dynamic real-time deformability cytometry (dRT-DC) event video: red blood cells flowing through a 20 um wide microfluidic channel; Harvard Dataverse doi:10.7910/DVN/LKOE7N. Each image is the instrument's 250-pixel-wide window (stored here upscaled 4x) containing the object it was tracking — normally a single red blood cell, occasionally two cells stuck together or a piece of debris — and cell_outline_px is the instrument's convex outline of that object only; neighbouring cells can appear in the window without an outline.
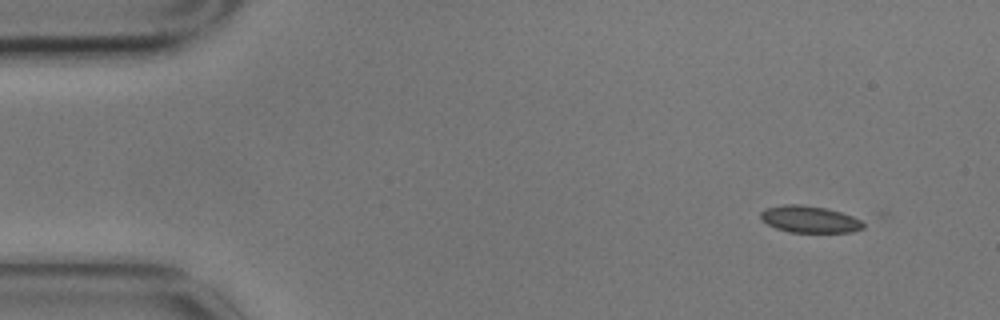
{"species": "common noctule bat (a hibernating species)", "species_latin": "Nyctalus noctula", "temperature_condition": "cold", "stored_images_in_passage": 5, "camera_frame_rate_fps": 3000, "um_per_image_px": 0.085, "animal": {"sex": "male", "body_mass_g": 17.9}, "frame": {"image": 1, "passage_image": 1, "time_ms": 0.0, "image_size_px": [1000, 320], "cell_outline_px": [[864, 228], [852, 232], [788, 232], [776, 228], [768, 224], [760, 216], [760, 212], [764, 208], [784, 204], [800, 204], [828, 208], [852, 216], [860, 220], [864, 224]], "centroid_in_image_um": [68.81, 18.63], "position_along_channel_um": 16.2, "area_um2": 16.07}}
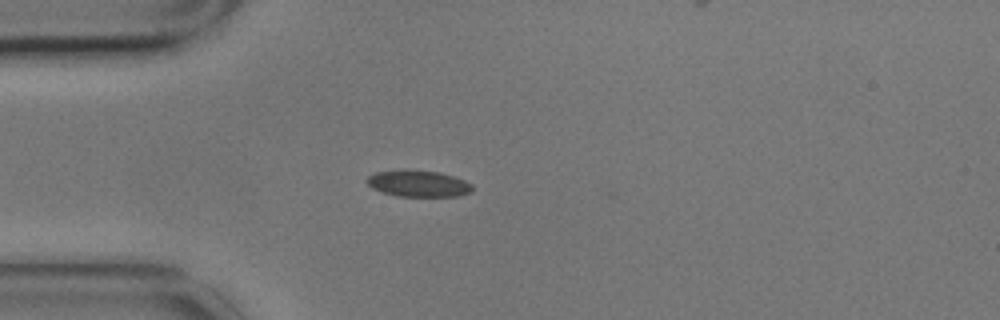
{"frame": {"image": 2, "passage_image": 4, "time_ms": 1.0, "image_size_px": [1000, 320], "cell_outline_px": [[472, 192], [456, 196], [396, 196], [372, 188], [364, 180], [368, 176], [376, 172], [400, 168], [404, 168], [440, 172], [464, 180], [472, 184]], "centroid_in_image_um": [35.52, 15.57], "position_along_channel_um": 49.5, "area_um2": 16.53}}